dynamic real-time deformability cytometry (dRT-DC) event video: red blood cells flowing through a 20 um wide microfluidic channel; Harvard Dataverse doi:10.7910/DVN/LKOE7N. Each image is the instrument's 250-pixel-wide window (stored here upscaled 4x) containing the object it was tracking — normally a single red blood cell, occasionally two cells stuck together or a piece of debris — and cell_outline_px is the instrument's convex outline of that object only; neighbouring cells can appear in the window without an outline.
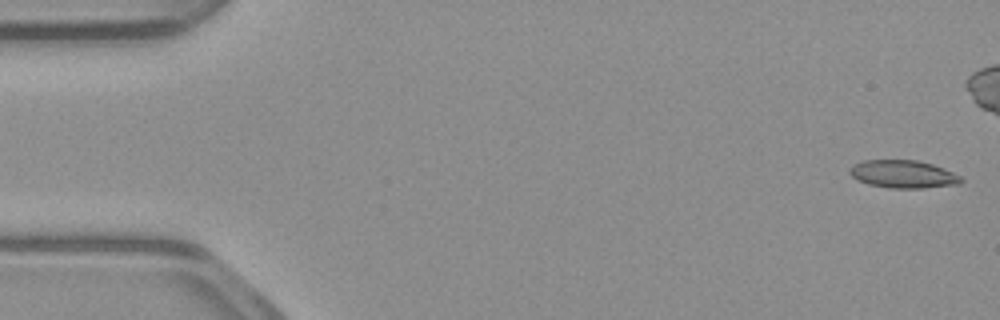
{"species": "common noctule bat (a hibernating species)", "species_latin": "Nyctalus noctula", "temperature_condition": "warm", "stored_images_in_passage": 53, "camera_frame_rate_fps": 3000, "um_per_image_px": 0.085, "animal": {"sex": "male", "body_mass_g": 23.1, "forearm_length_mm": 52.7}, "frame": {"image": 1, "passage_image": 1, "time_ms": 0.0, "image_size_px": [1000, 320], "cell_outline_px": [[964, 180], [960, 184], [924, 188], [888, 188], [868, 184], [852, 176], [848, 172], [848, 168], [852, 164], [864, 160], [916, 160], [932, 164], [944, 168], [960, 176]], "centroid_in_image_um": [76.76, 14.8], "position_along_channel_um": 8.2, "area_um2": 18.15}}
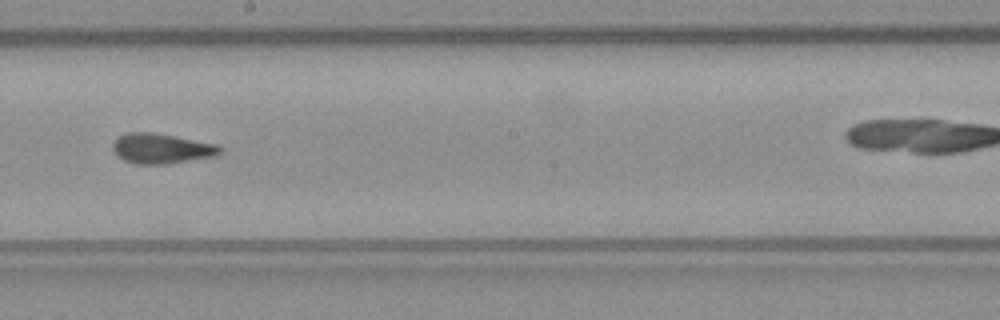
{"frame": {"image": 2, "passage_image": 29, "time_ms": 9.333, "image_size_px": [1000, 320], "cell_outline_px": [[224, 152], [216, 156], [168, 164], [136, 164], [124, 160], [112, 148], [112, 144], [120, 136], [128, 132], [152, 132], [216, 144], [224, 148]], "centroid_in_image_um": [13.78, 12.63], "position_along_channel_um": 234.4, "area_um2": 18.73}}
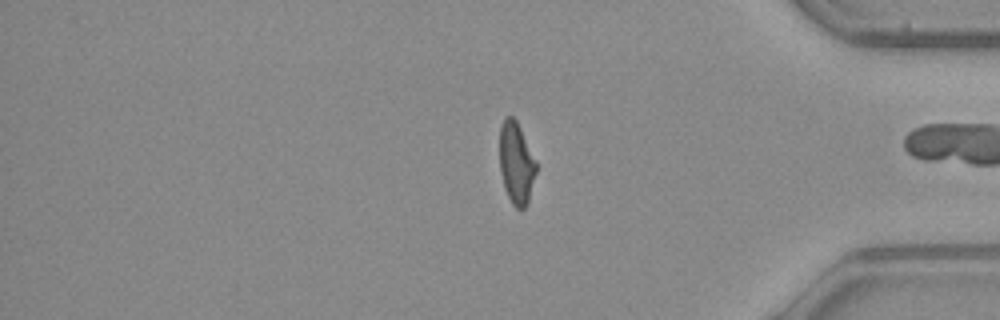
{"frame": {"image": 3, "passage_image": 43, "time_ms": 14.0, "image_size_px": [1000, 320], "cell_outline_px": [[536, 172], [528, 204], [524, 208], [516, 208], [512, 204], [504, 188], [500, 172], [500, 128], [504, 116], [512, 116], [516, 120], [536, 160]], "centroid_in_image_um": [43.88, 13.87], "position_along_channel_um": 391.3, "area_um2": 17.46}, "authors_computed_cell_mechanics": {"area_um2": 18.4382, "velocity_mm_per_s": 3.9301, "shape_relaxation_time_tau1_ms": 7.2118, "shape_relaxation_time_tau2_ms": 1.7696, "deformation_change_tau1": 0.2212, "deformation_change_tau2": 0.0943}}